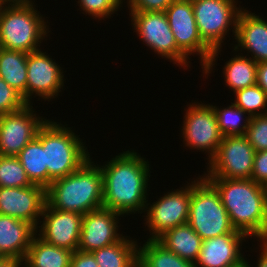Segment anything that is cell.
<instances>
[{
  "instance_id": "cell-24",
  "label": "cell",
  "mask_w": 267,
  "mask_h": 267,
  "mask_svg": "<svg viewBox=\"0 0 267 267\" xmlns=\"http://www.w3.org/2000/svg\"><path fill=\"white\" fill-rule=\"evenodd\" d=\"M138 247L134 239L124 236L119 242L91 253L98 267H138Z\"/></svg>"
},
{
  "instance_id": "cell-19",
  "label": "cell",
  "mask_w": 267,
  "mask_h": 267,
  "mask_svg": "<svg viewBox=\"0 0 267 267\" xmlns=\"http://www.w3.org/2000/svg\"><path fill=\"white\" fill-rule=\"evenodd\" d=\"M234 39L237 40L235 51L247 50L257 63L267 61V21L242 9L237 19Z\"/></svg>"
},
{
  "instance_id": "cell-39",
  "label": "cell",
  "mask_w": 267,
  "mask_h": 267,
  "mask_svg": "<svg viewBox=\"0 0 267 267\" xmlns=\"http://www.w3.org/2000/svg\"><path fill=\"white\" fill-rule=\"evenodd\" d=\"M260 242L262 243L260 244L262 250L256 267H267V240H260Z\"/></svg>"
},
{
  "instance_id": "cell-31",
  "label": "cell",
  "mask_w": 267,
  "mask_h": 267,
  "mask_svg": "<svg viewBox=\"0 0 267 267\" xmlns=\"http://www.w3.org/2000/svg\"><path fill=\"white\" fill-rule=\"evenodd\" d=\"M245 136L255 152L267 150V114L251 117Z\"/></svg>"
},
{
  "instance_id": "cell-5",
  "label": "cell",
  "mask_w": 267,
  "mask_h": 267,
  "mask_svg": "<svg viewBox=\"0 0 267 267\" xmlns=\"http://www.w3.org/2000/svg\"><path fill=\"white\" fill-rule=\"evenodd\" d=\"M46 120L41 126V144L48 168V186L78 170L90 158L85 144L69 127ZM79 137V138H78Z\"/></svg>"
},
{
  "instance_id": "cell-38",
  "label": "cell",
  "mask_w": 267,
  "mask_h": 267,
  "mask_svg": "<svg viewBox=\"0 0 267 267\" xmlns=\"http://www.w3.org/2000/svg\"><path fill=\"white\" fill-rule=\"evenodd\" d=\"M22 267L24 266V261L19 258H0V267Z\"/></svg>"
},
{
  "instance_id": "cell-1",
  "label": "cell",
  "mask_w": 267,
  "mask_h": 267,
  "mask_svg": "<svg viewBox=\"0 0 267 267\" xmlns=\"http://www.w3.org/2000/svg\"><path fill=\"white\" fill-rule=\"evenodd\" d=\"M148 160L134 150L125 151L112 158L103 173V208L129 215L146 210L147 188L150 177Z\"/></svg>"
},
{
  "instance_id": "cell-35",
  "label": "cell",
  "mask_w": 267,
  "mask_h": 267,
  "mask_svg": "<svg viewBox=\"0 0 267 267\" xmlns=\"http://www.w3.org/2000/svg\"><path fill=\"white\" fill-rule=\"evenodd\" d=\"M251 180L262 185L267 183V150L255 152Z\"/></svg>"
},
{
  "instance_id": "cell-30",
  "label": "cell",
  "mask_w": 267,
  "mask_h": 267,
  "mask_svg": "<svg viewBox=\"0 0 267 267\" xmlns=\"http://www.w3.org/2000/svg\"><path fill=\"white\" fill-rule=\"evenodd\" d=\"M34 185L28 178L19 159L0 156V187H29Z\"/></svg>"
},
{
  "instance_id": "cell-8",
  "label": "cell",
  "mask_w": 267,
  "mask_h": 267,
  "mask_svg": "<svg viewBox=\"0 0 267 267\" xmlns=\"http://www.w3.org/2000/svg\"><path fill=\"white\" fill-rule=\"evenodd\" d=\"M129 16L141 41L154 53L184 68L189 66L188 57L177 47L165 12H131Z\"/></svg>"
},
{
  "instance_id": "cell-40",
  "label": "cell",
  "mask_w": 267,
  "mask_h": 267,
  "mask_svg": "<svg viewBox=\"0 0 267 267\" xmlns=\"http://www.w3.org/2000/svg\"><path fill=\"white\" fill-rule=\"evenodd\" d=\"M249 262H247V260H245L244 258L242 260H240L238 263L231 265L229 267H251L250 264H248ZM253 267V266H252Z\"/></svg>"
},
{
  "instance_id": "cell-6",
  "label": "cell",
  "mask_w": 267,
  "mask_h": 267,
  "mask_svg": "<svg viewBox=\"0 0 267 267\" xmlns=\"http://www.w3.org/2000/svg\"><path fill=\"white\" fill-rule=\"evenodd\" d=\"M235 3V0L192 1L199 35L213 50L209 61L202 68L203 74L211 73L227 32L233 28L234 37L236 35L237 19L243 8L237 7V3Z\"/></svg>"
},
{
  "instance_id": "cell-18",
  "label": "cell",
  "mask_w": 267,
  "mask_h": 267,
  "mask_svg": "<svg viewBox=\"0 0 267 267\" xmlns=\"http://www.w3.org/2000/svg\"><path fill=\"white\" fill-rule=\"evenodd\" d=\"M245 238L248 237L244 233L234 229L231 233L203 240L195 267H229L238 263L244 258L240 246Z\"/></svg>"
},
{
  "instance_id": "cell-2",
  "label": "cell",
  "mask_w": 267,
  "mask_h": 267,
  "mask_svg": "<svg viewBox=\"0 0 267 267\" xmlns=\"http://www.w3.org/2000/svg\"><path fill=\"white\" fill-rule=\"evenodd\" d=\"M218 190L233 228L267 240V194L251 179L207 178Z\"/></svg>"
},
{
  "instance_id": "cell-10",
  "label": "cell",
  "mask_w": 267,
  "mask_h": 267,
  "mask_svg": "<svg viewBox=\"0 0 267 267\" xmlns=\"http://www.w3.org/2000/svg\"><path fill=\"white\" fill-rule=\"evenodd\" d=\"M182 127L183 142L191 149L205 151L210 161L216 154L223 139L218 127L213 105L190 104L185 112Z\"/></svg>"
},
{
  "instance_id": "cell-12",
  "label": "cell",
  "mask_w": 267,
  "mask_h": 267,
  "mask_svg": "<svg viewBox=\"0 0 267 267\" xmlns=\"http://www.w3.org/2000/svg\"><path fill=\"white\" fill-rule=\"evenodd\" d=\"M170 29L175 37L177 47L189 58L197 53L202 68L209 61L212 49L199 35L194 17L192 2L189 0H174L164 11Z\"/></svg>"
},
{
  "instance_id": "cell-17",
  "label": "cell",
  "mask_w": 267,
  "mask_h": 267,
  "mask_svg": "<svg viewBox=\"0 0 267 267\" xmlns=\"http://www.w3.org/2000/svg\"><path fill=\"white\" fill-rule=\"evenodd\" d=\"M121 214L106 208L83 215L78 250L92 252L119 242L124 236L118 232V217Z\"/></svg>"
},
{
  "instance_id": "cell-23",
  "label": "cell",
  "mask_w": 267,
  "mask_h": 267,
  "mask_svg": "<svg viewBox=\"0 0 267 267\" xmlns=\"http://www.w3.org/2000/svg\"><path fill=\"white\" fill-rule=\"evenodd\" d=\"M27 54L0 47V77L26 101Z\"/></svg>"
},
{
  "instance_id": "cell-13",
  "label": "cell",
  "mask_w": 267,
  "mask_h": 267,
  "mask_svg": "<svg viewBox=\"0 0 267 267\" xmlns=\"http://www.w3.org/2000/svg\"><path fill=\"white\" fill-rule=\"evenodd\" d=\"M31 105L0 115V156L16 157L45 123L46 119L36 116Z\"/></svg>"
},
{
  "instance_id": "cell-27",
  "label": "cell",
  "mask_w": 267,
  "mask_h": 267,
  "mask_svg": "<svg viewBox=\"0 0 267 267\" xmlns=\"http://www.w3.org/2000/svg\"><path fill=\"white\" fill-rule=\"evenodd\" d=\"M138 248V267H195L193 262L171 252L158 240L148 239Z\"/></svg>"
},
{
  "instance_id": "cell-33",
  "label": "cell",
  "mask_w": 267,
  "mask_h": 267,
  "mask_svg": "<svg viewBox=\"0 0 267 267\" xmlns=\"http://www.w3.org/2000/svg\"><path fill=\"white\" fill-rule=\"evenodd\" d=\"M26 105L23 96L0 77V115L16 112Z\"/></svg>"
},
{
  "instance_id": "cell-11",
  "label": "cell",
  "mask_w": 267,
  "mask_h": 267,
  "mask_svg": "<svg viewBox=\"0 0 267 267\" xmlns=\"http://www.w3.org/2000/svg\"><path fill=\"white\" fill-rule=\"evenodd\" d=\"M189 184L147 204L145 221L152 234L148 239L157 240L167 230L188 222L192 196V184Z\"/></svg>"
},
{
  "instance_id": "cell-14",
  "label": "cell",
  "mask_w": 267,
  "mask_h": 267,
  "mask_svg": "<svg viewBox=\"0 0 267 267\" xmlns=\"http://www.w3.org/2000/svg\"><path fill=\"white\" fill-rule=\"evenodd\" d=\"M62 68L46 52L40 49L27 54L26 102L31 104L32 95L45 101L58 96L64 86Z\"/></svg>"
},
{
  "instance_id": "cell-4",
  "label": "cell",
  "mask_w": 267,
  "mask_h": 267,
  "mask_svg": "<svg viewBox=\"0 0 267 267\" xmlns=\"http://www.w3.org/2000/svg\"><path fill=\"white\" fill-rule=\"evenodd\" d=\"M32 2L3 6L0 11V47L26 53L40 49L42 39L48 36V21H44Z\"/></svg>"
},
{
  "instance_id": "cell-9",
  "label": "cell",
  "mask_w": 267,
  "mask_h": 267,
  "mask_svg": "<svg viewBox=\"0 0 267 267\" xmlns=\"http://www.w3.org/2000/svg\"><path fill=\"white\" fill-rule=\"evenodd\" d=\"M255 150L245 135L223 136L206 178L251 179Z\"/></svg>"
},
{
  "instance_id": "cell-37",
  "label": "cell",
  "mask_w": 267,
  "mask_h": 267,
  "mask_svg": "<svg viewBox=\"0 0 267 267\" xmlns=\"http://www.w3.org/2000/svg\"><path fill=\"white\" fill-rule=\"evenodd\" d=\"M256 84L267 93V61L260 62L257 65Z\"/></svg>"
},
{
  "instance_id": "cell-28",
  "label": "cell",
  "mask_w": 267,
  "mask_h": 267,
  "mask_svg": "<svg viewBox=\"0 0 267 267\" xmlns=\"http://www.w3.org/2000/svg\"><path fill=\"white\" fill-rule=\"evenodd\" d=\"M216 115L218 127L223 136H235L245 135L250 119V116H246L241 108L237 107L234 103H231L227 108H218L213 106ZM245 114V116H244ZM243 117H245L243 119ZM245 124H242L241 121Z\"/></svg>"
},
{
  "instance_id": "cell-36",
  "label": "cell",
  "mask_w": 267,
  "mask_h": 267,
  "mask_svg": "<svg viewBox=\"0 0 267 267\" xmlns=\"http://www.w3.org/2000/svg\"><path fill=\"white\" fill-rule=\"evenodd\" d=\"M70 267H98V264L91 252L76 250L72 253Z\"/></svg>"
},
{
  "instance_id": "cell-3",
  "label": "cell",
  "mask_w": 267,
  "mask_h": 267,
  "mask_svg": "<svg viewBox=\"0 0 267 267\" xmlns=\"http://www.w3.org/2000/svg\"><path fill=\"white\" fill-rule=\"evenodd\" d=\"M87 160L78 170L46 188L47 204L54 209L82 215L103 207V173Z\"/></svg>"
},
{
  "instance_id": "cell-16",
  "label": "cell",
  "mask_w": 267,
  "mask_h": 267,
  "mask_svg": "<svg viewBox=\"0 0 267 267\" xmlns=\"http://www.w3.org/2000/svg\"><path fill=\"white\" fill-rule=\"evenodd\" d=\"M46 203V188L43 186L0 187V215L26 221L36 229Z\"/></svg>"
},
{
  "instance_id": "cell-41",
  "label": "cell",
  "mask_w": 267,
  "mask_h": 267,
  "mask_svg": "<svg viewBox=\"0 0 267 267\" xmlns=\"http://www.w3.org/2000/svg\"><path fill=\"white\" fill-rule=\"evenodd\" d=\"M5 1V3H24V2H28V1H31V0H3Z\"/></svg>"
},
{
  "instance_id": "cell-43",
  "label": "cell",
  "mask_w": 267,
  "mask_h": 267,
  "mask_svg": "<svg viewBox=\"0 0 267 267\" xmlns=\"http://www.w3.org/2000/svg\"><path fill=\"white\" fill-rule=\"evenodd\" d=\"M264 189H265L266 194H267V183L264 185Z\"/></svg>"
},
{
  "instance_id": "cell-20",
  "label": "cell",
  "mask_w": 267,
  "mask_h": 267,
  "mask_svg": "<svg viewBox=\"0 0 267 267\" xmlns=\"http://www.w3.org/2000/svg\"><path fill=\"white\" fill-rule=\"evenodd\" d=\"M36 228L23 220L0 215V256L24 260Z\"/></svg>"
},
{
  "instance_id": "cell-29",
  "label": "cell",
  "mask_w": 267,
  "mask_h": 267,
  "mask_svg": "<svg viewBox=\"0 0 267 267\" xmlns=\"http://www.w3.org/2000/svg\"><path fill=\"white\" fill-rule=\"evenodd\" d=\"M234 104L248 116L267 114V93L257 84L234 92ZM263 109V110H262Z\"/></svg>"
},
{
  "instance_id": "cell-42",
  "label": "cell",
  "mask_w": 267,
  "mask_h": 267,
  "mask_svg": "<svg viewBox=\"0 0 267 267\" xmlns=\"http://www.w3.org/2000/svg\"><path fill=\"white\" fill-rule=\"evenodd\" d=\"M5 1L3 0H0V11L2 10L3 6L5 5Z\"/></svg>"
},
{
  "instance_id": "cell-25",
  "label": "cell",
  "mask_w": 267,
  "mask_h": 267,
  "mask_svg": "<svg viewBox=\"0 0 267 267\" xmlns=\"http://www.w3.org/2000/svg\"><path fill=\"white\" fill-rule=\"evenodd\" d=\"M16 157L33 184L48 187V168L45 165V150L41 144V127L37 136Z\"/></svg>"
},
{
  "instance_id": "cell-7",
  "label": "cell",
  "mask_w": 267,
  "mask_h": 267,
  "mask_svg": "<svg viewBox=\"0 0 267 267\" xmlns=\"http://www.w3.org/2000/svg\"><path fill=\"white\" fill-rule=\"evenodd\" d=\"M199 177L191 182L192 196L187 223L202 240L231 233L234 228L218 190L205 176Z\"/></svg>"
},
{
  "instance_id": "cell-22",
  "label": "cell",
  "mask_w": 267,
  "mask_h": 267,
  "mask_svg": "<svg viewBox=\"0 0 267 267\" xmlns=\"http://www.w3.org/2000/svg\"><path fill=\"white\" fill-rule=\"evenodd\" d=\"M72 251L44 242L36 235L24 258V267H70Z\"/></svg>"
},
{
  "instance_id": "cell-15",
  "label": "cell",
  "mask_w": 267,
  "mask_h": 267,
  "mask_svg": "<svg viewBox=\"0 0 267 267\" xmlns=\"http://www.w3.org/2000/svg\"><path fill=\"white\" fill-rule=\"evenodd\" d=\"M43 222L36 232L44 242L72 252L78 250L83 215L51 208L47 203L41 216Z\"/></svg>"
},
{
  "instance_id": "cell-26",
  "label": "cell",
  "mask_w": 267,
  "mask_h": 267,
  "mask_svg": "<svg viewBox=\"0 0 267 267\" xmlns=\"http://www.w3.org/2000/svg\"><path fill=\"white\" fill-rule=\"evenodd\" d=\"M240 53L232 57L223 67L225 83L233 92L256 85L257 65L251 57Z\"/></svg>"
},
{
  "instance_id": "cell-32",
  "label": "cell",
  "mask_w": 267,
  "mask_h": 267,
  "mask_svg": "<svg viewBox=\"0 0 267 267\" xmlns=\"http://www.w3.org/2000/svg\"><path fill=\"white\" fill-rule=\"evenodd\" d=\"M80 3V4H79ZM80 8L95 19L101 20L108 18L118 11L123 4L122 0H78Z\"/></svg>"
},
{
  "instance_id": "cell-21",
  "label": "cell",
  "mask_w": 267,
  "mask_h": 267,
  "mask_svg": "<svg viewBox=\"0 0 267 267\" xmlns=\"http://www.w3.org/2000/svg\"><path fill=\"white\" fill-rule=\"evenodd\" d=\"M168 250L195 263L202 246V238L186 223L167 230L157 239Z\"/></svg>"
},
{
  "instance_id": "cell-34",
  "label": "cell",
  "mask_w": 267,
  "mask_h": 267,
  "mask_svg": "<svg viewBox=\"0 0 267 267\" xmlns=\"http://www.w3.org/2000/svg\"><path fill=\"white\" fill-rule=\"evenodd\" d=\"M174 0H127L129 12H164Z\"/></svg>"
}]
</instances>
